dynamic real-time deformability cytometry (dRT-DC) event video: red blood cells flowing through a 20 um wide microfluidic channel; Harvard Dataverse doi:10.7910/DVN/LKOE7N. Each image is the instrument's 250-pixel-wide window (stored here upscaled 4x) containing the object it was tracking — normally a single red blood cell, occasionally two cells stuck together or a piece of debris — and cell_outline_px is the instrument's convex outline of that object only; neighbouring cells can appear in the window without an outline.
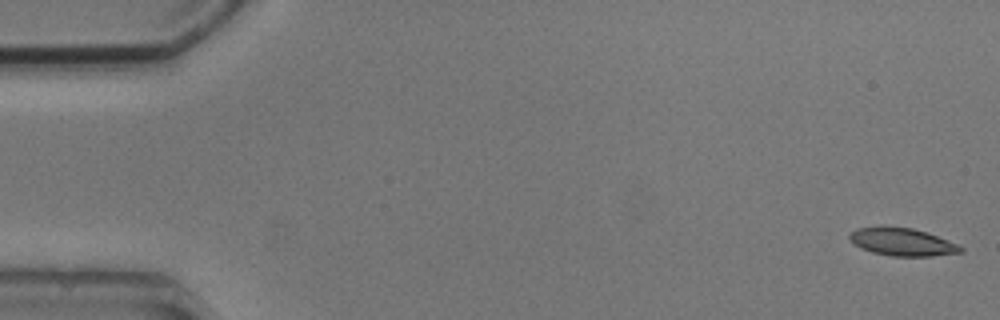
{"species": "common noctule bat (a hibernating species)", "species_latin": "Nyctalus noctula", "temperature_condition": "cold", "stored_images_in_passage": 5, "camera_frame_rate_fps": 3000, "um_per_image_px": 0.085, "animal": {"sex": "male", "body_mass_g": 20.5, "forearm_length_mm": 52.5}, "frame": {"image": 1, "passage_image": 1, "time_ms": 0.0, "image_size_px": [1000, 320], "cell_outline_px": [[964, 252], [932, 256], [892, 256], [872, 252], [860, 248], [848, 236], [856, 228], [880, 224], [884, 224], [912, 228], [928, 232], [956, 244], [964, 248]], "centroid_in_image_um": [76.67, 20.53], "position_along_channel_um": 8.3, "area_um2": 18.32}}
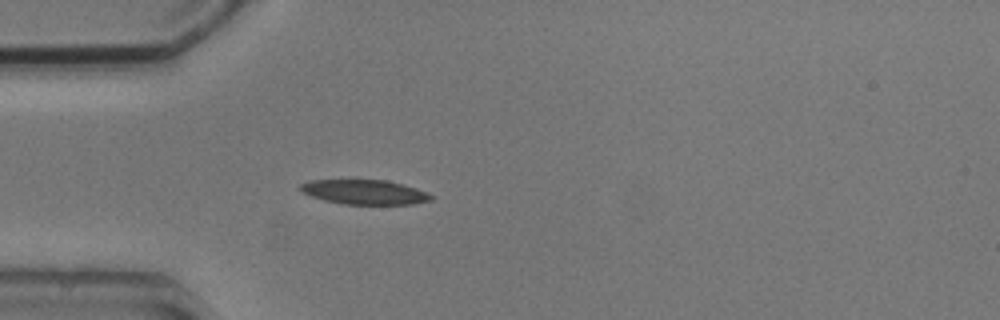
{"frame": {"image": 2, "passage_image": 5, "time_ms": 4.667, "image_size_px": [1000, 320], "cell_outline_px": [[436, 196], [432, 200], [412, 204], [344, 204], [324, 200], [312, 196], [304, 192], [300, 188], [300, 184], [308, 180], [388, 180], [404, 184], [416, 188]], "centroid_in_image_um": [31.04, 16.32], "position_along_channel_um": 54.0, "area_um2": 18.73}}